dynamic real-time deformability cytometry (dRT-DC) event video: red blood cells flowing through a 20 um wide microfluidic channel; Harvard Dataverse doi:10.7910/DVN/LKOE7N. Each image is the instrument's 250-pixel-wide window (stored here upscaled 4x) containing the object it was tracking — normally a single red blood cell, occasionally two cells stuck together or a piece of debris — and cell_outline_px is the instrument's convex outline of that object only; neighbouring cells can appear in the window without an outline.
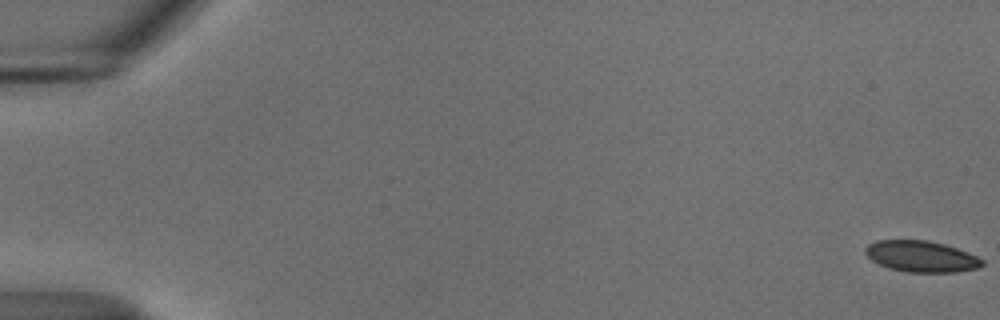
{"species": "common noctule bat (a hibernating species)", "species_latin": "Nyctalus noctula", "temperature_condition": "cold", "stored_images_in_passage": 56, "camera_frame_rate_fps": 3000, "um_per_image_px": 0.085, "animal": {"sex": "male", "body_mass_g": 18.8}, "frame": {"image": 1, "passage_image": 1, "time_ms": 0.0, "image_size_px": [1000, 320], "cell_outline_px": [[984, 264], [976, 268], [956, 272], [908, 272], [888, 268], [872, 260], [864, 252], [864, 248], [868, 244], [876, 240], [928, 240], [944, 244], [968, 252], [984, 260]], "centroid_in_image_um": [78.29, 21.79], "position_along_channel_um": 6.7, "area_um2": 21.21}}
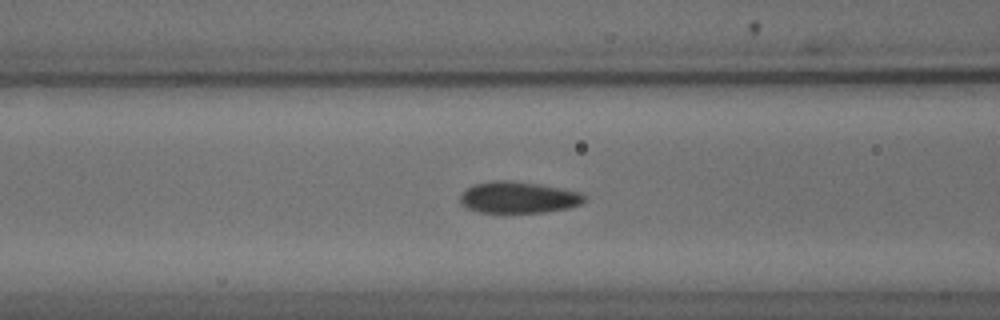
{"frame": {"image": 2, "passage_image": 24, "time_ms": 7.667, "image_size_px": [1000, 320], "cell_outline_px": [[584, 200], [580, 204], [568, 208], [544, 212], [480, 212], [468, 208], [460, 204], [460, 196], [464, 188], [472, 184], [492, 180], [512, 180], [540, 184], [564, 188], [584, 192]], "centroid_in_image_um": [44.04, 16.75], "position_along_channel_um": 122.6, "area_um2": 23.12}}
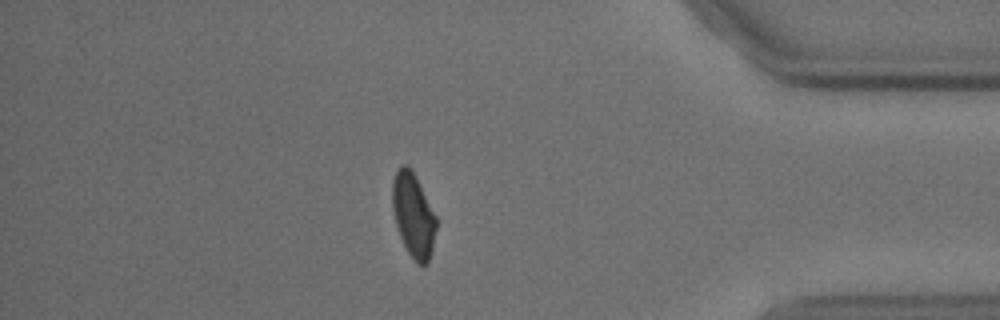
{"frame": {"image": 3, "passage_image": 49, "time_ms": 16.0, "image_size_px": [1000, 320], "cell_outline_px": [[436, 228], [432, 248], [428, 264], [420, 264], [408, 252], [400, 236], [396, 224], [392, 208], [392, 180], [400, 164], [408, 164], [412, 168], [436, 216]], "centroid_in_image_um": [35.12, 18.22], "position_along_channel_um": 400.1, "area_um2": 21.39}, "authors_computed_cell_mechanics": {"area_um2": 22.5131, "velocity_mm_per_s": 3.6806, "shape_relaxation_time_tau1_ms": 5.2068, "shape_relaxation_time_tau2_ms": 2.3264, "deformation_change_tau1": 0.1093, "deformation_change_tau2": 0.0493}}